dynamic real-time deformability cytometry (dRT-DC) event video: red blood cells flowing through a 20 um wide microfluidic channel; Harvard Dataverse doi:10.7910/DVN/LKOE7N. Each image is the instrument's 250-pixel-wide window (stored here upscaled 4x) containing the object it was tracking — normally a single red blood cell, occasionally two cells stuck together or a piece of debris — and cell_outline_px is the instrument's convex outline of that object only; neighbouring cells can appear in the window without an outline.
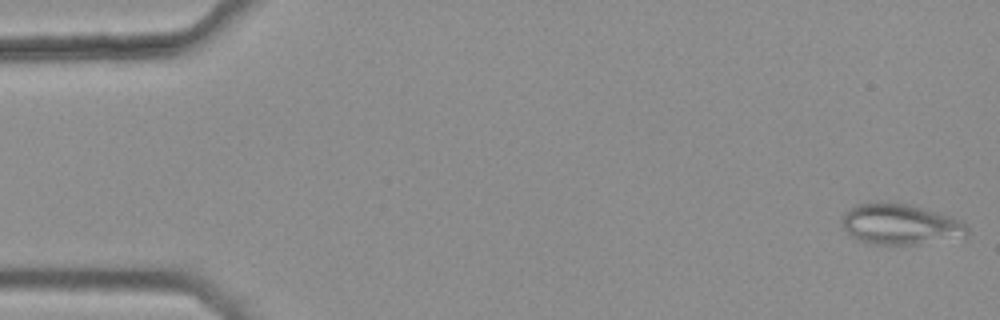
{"species": "common noctule bat (a hibernating species)", "species_latin": "Nyctalus noctula", "temperature_condition": "warm", "stored_images_in_passage": 5, "camera_frame_rate_fps": 3000, "um_per_image_px": 0.085, "animal": {"sex": "female", "body_mass_g": 25.1}, "frame": {"image": 1, "passage_image": 5, "time_ms": 1.333, "image_size_px": [1000, 320], "cell_outline_px": [[968, 236], [964, 240], [920, 244], [876, 244], [860, 240], [852, 236], [844, 228], [840, 220], [840, 216], [844, 212], [856, 204], [912, 204], [960, 220], [968, 224]], "centroid_in_image_um": [76.63, 19.1], "position_along_channel_um": 8.4, "area_um2": 29.88}}